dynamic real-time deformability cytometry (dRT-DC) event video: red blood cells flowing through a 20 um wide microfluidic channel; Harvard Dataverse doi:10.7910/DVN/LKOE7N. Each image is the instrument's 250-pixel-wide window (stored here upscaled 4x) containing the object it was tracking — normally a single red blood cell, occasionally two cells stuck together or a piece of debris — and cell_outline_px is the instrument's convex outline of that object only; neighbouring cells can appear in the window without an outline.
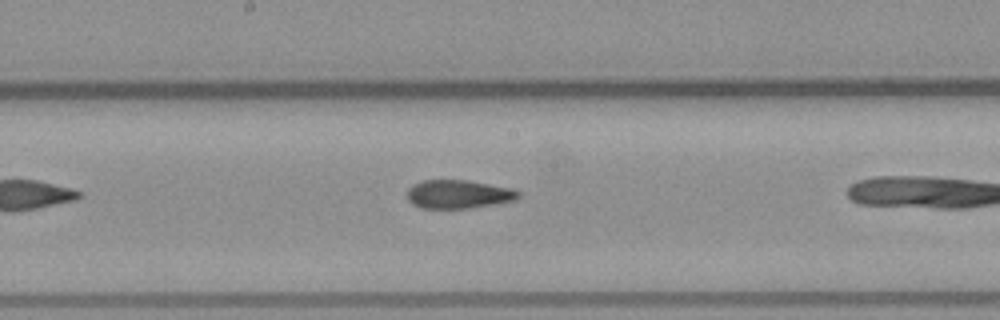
{"species": "common noctule bat (a hibernating species)", "species_latin": "Nyctalus noctula", "temperature_condition": "warm", "stored_images_in_passage": 11, "camera_frame_rate_fps": 3000, "um_per_image_px": 0.085, "animal": {"sex": "male", "body_mass_g": 23.1, "forearm_length_mm": 52.7}, "frame": {"image": 1, "passage_image": 8, "time_ms": 2.333, "image_size_px": [1000, 320], "cell_outline_px": [[520, 196], [516, 200], [468, 208], [424, 208], [412, 204], [408, 200], [408, 188], [412, 184], [424, 180], [468, 180], [512, 188], [520, 192]], "centroid_in_image_um": [38.97, 16.5], "position_along_channel_um": 209.2, "area_um2": 18.44}}